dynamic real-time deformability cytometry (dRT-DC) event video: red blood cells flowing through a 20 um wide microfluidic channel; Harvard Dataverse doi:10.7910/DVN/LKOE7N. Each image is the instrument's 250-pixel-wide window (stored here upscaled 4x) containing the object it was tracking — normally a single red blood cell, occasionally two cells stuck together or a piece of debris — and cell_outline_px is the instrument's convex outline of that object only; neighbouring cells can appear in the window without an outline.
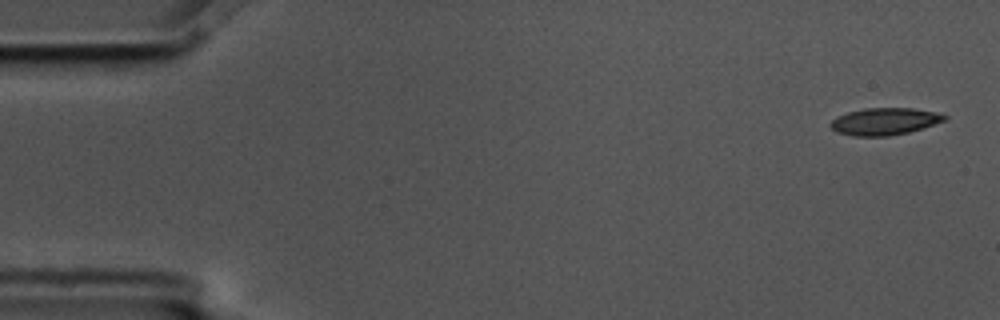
{"species": "common noctule bat (a hibernating species)", "species_latin": "Nyctalus noctula", "temperature_condition": "cold", "stored_images_in_passage": 5, "camera_frame_rate_fps": 3000, "um_per_image_px": 0.085, "animal": {"sex": "male", "body_mass_g": 17.5, "forearm_length_mm": 52.3}, "frame": {"image": 1, "passage_image": 1, "time_ms": 0.0, "image_size_px": [1000, 320], "cell_outline_px": [[948, 120], [908, 132], [888, 136], [852, 136], [836, 132], [828, 124], [836, 116], [848, 112], [864, 108], [912, 108], [940, 112], [948, 116]], "centroid_in_image_um": [75.2, 10.31], "position_along_channel_um": 9.8, "area_um2": 18.21}}
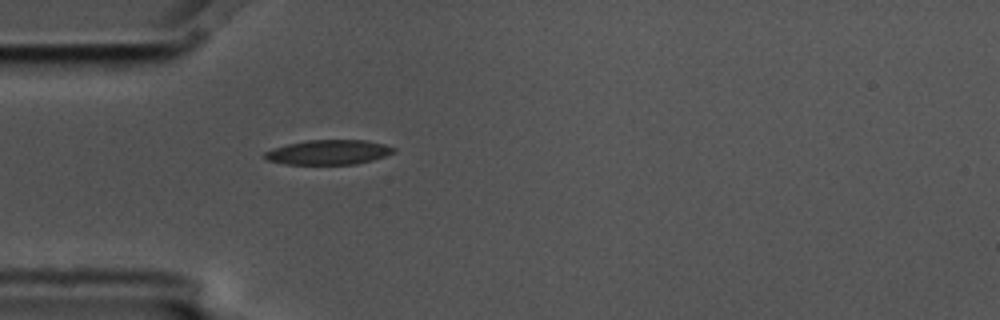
{"frame": {"image": 2, "passage_image": 5, "time_ms": 1.333, "image_size_px": [1000, 320], "cell_outline_px": [[396, 152], [372, 160], [356, 164], [284, 164], [268, 160], [264, 156], [264, 152], [272, 148], [288, 144], [308, 140], [364, 140], [384, 144], [396, 148]], "centroid_in_image_um": [27.93, 12.94], "position_along_channel_um": 57.1, "area_um2": 18.5}}